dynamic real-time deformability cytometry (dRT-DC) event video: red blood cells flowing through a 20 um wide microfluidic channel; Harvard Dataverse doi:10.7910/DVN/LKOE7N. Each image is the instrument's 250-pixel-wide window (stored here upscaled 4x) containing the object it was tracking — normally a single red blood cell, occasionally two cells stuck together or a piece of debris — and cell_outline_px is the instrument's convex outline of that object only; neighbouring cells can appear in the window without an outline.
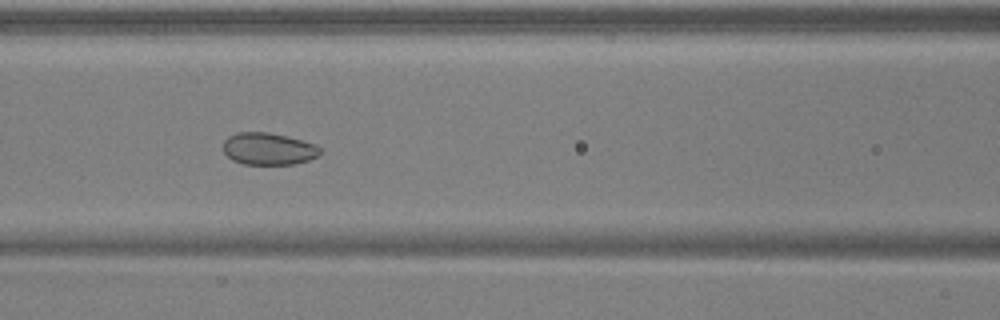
{"species": "common noctule bat (a hibernating species)", "species_latin": "Nyctalus noctula", "temperature_condition": "warm", "stored_images_in_passage": 38, "camera_frame_rate_fps": 3000, "um_per_image_px": 0.085, "animal": {"sex": "male", "body_mass_g": 17.9, "forearm_length_mm": 54.2}, "frame": {"image": 1, "passage_image": 9, "time_ms": 2.667, "image_size_px": [1000, 320], "cell_outline_px": [[320, 156], [308, 160], [292, 164], [244, 164], [232, 160], [224, 152], [224, 140], [228, 136], [236, 132], [268, 132], [288, 136], [316, 144], [320, 148]], "centroid_in_image_um": [22.82, 12.64], "position_along_channel_um": 143.8, "area_um2": 18.21}}
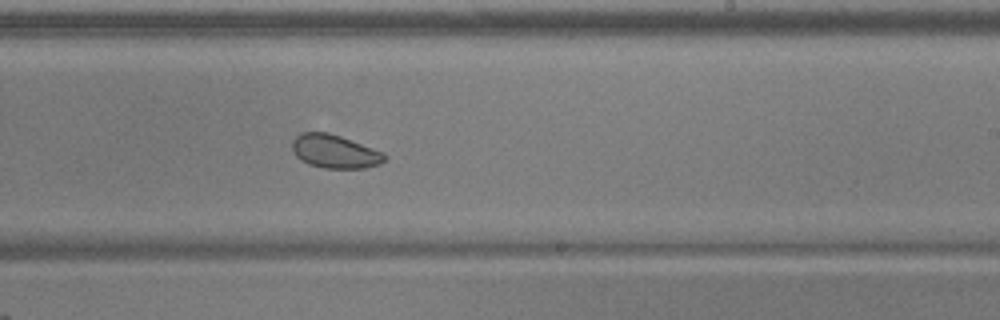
{"frame": {"image": 2, "passage_image": 18, "time_ms": 5.667, "image_size_px": [1000, 320], "cell_outline_px": [[388, 156], [380, 164], [364, 168], [324, 168], [308, 164], [300, 160], [292, 152], [292, 140], [300, 132], [328, 132], [340, 136], [384, 152]], "centroid_in_image_um": [28.43, 12.87], "position_along_channel_um": 260.6, "area_um2": 18.15}}
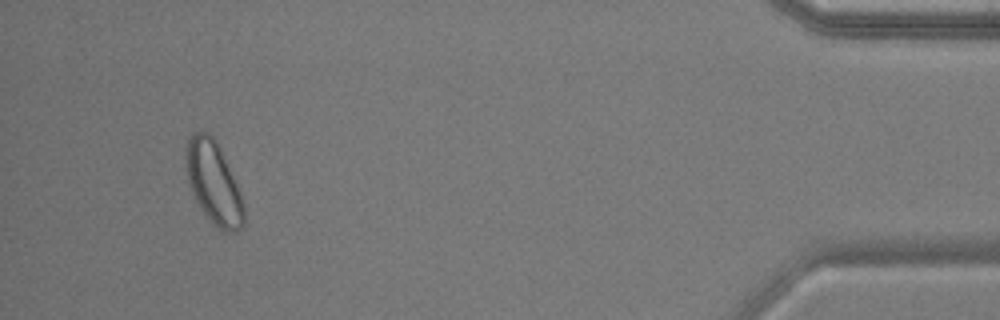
{"frame": {"image": 3, "passage_image": 35, "time_ms": 11.333, "image_size_px": [1000, 320], "cell_outline_px": [[244, 224], [236, 232], [224, 232], [216, 228], [212, 224], [200, 208], [188, 184], [184, 156], [188, 136], [192, 132], [208, 132], [216, 140], [220, 148], [240, 192], [244, 204]], "centroid_in_image_um": [18.13, 15.54], "position_along_channel_um": 417.1, "area_um2": 28.09}, "authors_computed_cell_mechanics": {"area_um2": 19.652, "velocity_mm_per_s": 3.9007, "shape_relaxation_time_tau1_ms": 1.9557, "shape_relaxation_time_tau2_ms": 1.7007, "deformation_change_tau1": 0.0345, "deformation_change_tau2": 0.0599}}